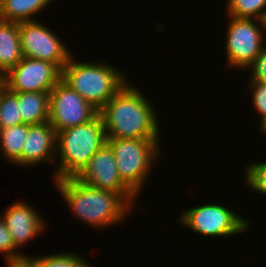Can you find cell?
Segmentation results:
<instances>
[{
    "mask_svg": "<svg viewBox=\"0 0 266 267\" xmlns=\"http://www.w3.org/2000/svg\"><path fill=\"white\" fill-rule=\"evenodd\" d=\"M151 103L127 82L99 111L107 139H159Z\"/></svg>",
    "mask_w": 266,
    "mask_h": 267,
    "instance_id": "obj_1",
    "label": "cell"
},
{
    "mask_svg": "<svg viewBox=\"0 0 266 267\" xmlns=\"http://www.w3.org/2000/svg\"><path fill=\"white\" fill-rule=\"evenodd\" d=\"M248 68H251L252 73L250 81L266 83V45L263 46L261 53Z\"/></svg>",
    "mask_w": 266,
    "mask_h": 267,
    "instance_id": "obj_24",
    "label": "cell"
},
{
    "mask_svg": "<svg viewBox=\"0 0 266 267\" xmlns=\"http://www.w3.org/2000/svg\"><path fill=\"white\" fill-rule=\"evenodd\" d=\"M76 178L89 186L120 194L131 206L137 196L120 178L115 156L107 143L90 158Z\"/></svg>",
    "mask_w": 266,
    "mask_h": 267,
    "instance_id": "obj_11",
    "label": "cell"
},
{
    "mask_svg": "<svg viewBox=\"0 0 266 267\" xmlns=\"http://www.w3.org/2000/svg\"><path fill=\"white\" fill-rule=\"evenodd\" d=\"M22 58L19 23L0 19V78Z\"/></svg>",
    "mask_w": 266,
    "mask_h": 267,
    "instance_id": "obj_14",
    "label": "cell"
},
{
    "mask_svg": "<svg viewBox=\"0 0 266 267\" xmlns=\"http://www.w3.org/2000/svg\"><path fill=\"white\" fill-rule=\"evenodd\" d=\"M106 139L99 113L86 123L57 132L56 158L59 155L60 162L54 180L76 177Z\"/></svg>",
    "mask_w": 266,
    "mask_h": 267,
    "instance_id": "obj_3",
    "label": "cell"
},
{
    "mask_svg": "<svg viewBox=\"0 0 266 267\" xmlns=\"http://www.w3.org/2000/svg\"><path fill=\"white\" fill-rule=\"evenodd\" d=\"M227 3L228 16L266 19V0H229Z\"/></svg>",
    "mask_w": 266,
    "mask_h": 267,
    "instance_id": "obj_19",
    "label": "cell"
},
{
    "mask_svg": "<svg viewBox=\"0 0 266 267\" xmlns=\"http://www.w3.org/2000/svg\"><path fill=\"white\" fill-rule=\"evenodd\" d=\"M8 267H33L32 263L27 259L19 261H6Z\"/></svg>",
    "mask_w": 266,
    "mask_h": 267,
    "instance_id": "obj_25",
    "label": "cell"
},
{
    "mask_svg": "<svg viewBox=\"0 0 266 267\" xmlns=\"http://www.w3.org/2000/svg\"><path fill=\"white\" fill-rule=\"evenodd\" d=\"M73 57L62 68L61 80L100 111L127 83L125 75L102 61L76 62Z\"/></svg>",
    "mask_w": 266,
    "mask_h": 267,
    "instance_id": "obj_4",
    "label": "cell"
},
{
    "mask_svg": "<svg viewBox=\"0 0 266 267\" xmlns=\"http://www.w3.org/2000/svg\"><path fill=\"white\" fill-rule=\"evenodd\" d=\"M56 143L57 132L49 122L28 124V132L21 153V165L33 166L43 161L55 163Z\"/></svg>",
    "mask_w": 266,
    "mask_h": 267,
    "instance_id": "obj_13",
    "label": "cell"
},
{
    "mask_svg": "<svg viewBox=\"0 0 266 267\" xmlns=\"http://www.w3.org/2000/svg\"><path fill=\"white\" fill-rule=\"evenodd\" d=\"M15 245L12 236L7 229L3 218H0V253L5 254L6 261H19L25 259L27 256L20 254L15 250ZM19 253V254H18Z\"/></svg>",
    "mask_w": 266,
    "mask_h": 267,
    "instance_id": "obj_22",
    "label": "cell"
},
{
    "mask_svg": "<svg viewBox=\"0 0 266 267\" xmlns=\"http://www.w3.org/2000/svg\"><path fill=\"white\" fill-rule=\"evenodd\" d=\"M33 267H90L89 263L75 253H59L41 257H26Z\"/></svg>",
    "mask_w": 266,
    "mask_h": 267,
    "instance_id": "obj_20",
    "label": "cell"
},
{
    "mask_svg": "<svg viewBox=\"0 0 266 267\" xmlns=\"http://www.w3.org/2000/svg\"><path fill=\"white\" fill-rule=\"evenodd\" d=\"M179 221L187 228L207 237L244 233L250 226L246 219L219 204H206L187 209L181 214Z\"/></svg>",
    "mask_w": 266,
    "mask_h": 267,
    "instance_id": "obj_7",
    "label": "cell"
},
{
    "mask_svg": "<svg viewBox=\"0 0 266 267\" xmlns=\"http://www.w3.org/2000/svg\"><path fill=\"white\" fill-rule=\"evenodd\" d=\"M99 111L60 80L50 91L49 123L56 132L92 120Z\"/></svg>",
    "mask_w": 266,
    "mask_h": 267,
    "instance_id": "obj_9",
    "label": "cell"
},
{
    "mask_svg": "<svg viewBox=\"0 0 266 267\" xmlns=\"http://www.w3.org/2000/svg\"><path fill=\"white\" fill-rule=\"evenodd\" d=\"M62 70L54 63L23 57L0 79L13 93L50 92L61 80Z\"/></svg>",
    "mask_w": 266,
    "mask_h": 267,
    "instance_id": "obj_8",
    "label": "cell"
},
{
    "mask_svg": "<svg viewBox=\"0 0 266 267\" xmlns=\"http://www.w3.org/2000/svg\"><path fill=\"white\" fill-rule=\"evenodd\" d=\"M28 132V124H19L0 129V149L3 156L14 164L21 165V153Z\"/></svg>",
    "mask_w": 266,
    "mask_h": 267,
    "instance_id": "obj_17",
    "label": "cell"
},
{
    "mask_svg": "<svg viewBox=\"0 0 266 267\" xmlns=\"http://www.w3.org/2000/svg\"><path fill=\"white\" fill-rule=\"evenodd\" d=\"M54 182L73 216L98 229L122 222L133 207L120 194L89 186L76 177Z\"/></svg>",
    "mask_w": 266,
    "mask_h": 267,
    "instance_id": "obj_2",
    "label": "cell"
},
{
    "mask_svg": "<svg viewBox=\"0 0 266 267\" xmlns=\"http://www.w3.org/2000/svg\"><path fill=\"white\" fill-rule=\"evenodd\" d=\"M260 126V129L263 131L262 133L266 135V117L262 118Z\"/></svg>",
    "mask_w": 266,
    "mask_h": 267,
    "instance_id": "obj_26",
    "label": "cell"
},
{
    "mask_svg": "<svg viewBox=\"0 0 266 267\" xmlns=\"http://www.w3.org/2000/svg\"><path fill=\"white\" fill-rule=\"evenodd\" d=\"M122 181L136 194L144 187L153 162L159 159V139H106Z\"/></svg>",
    "mask_w": 266,
    "mask_h": 267,
    "instance_id": "obj_5",
    "label": "cell"
},
{
    "mask_svg": "<svg viewBox=\"0 0 266 267\" xmlns=\"http://www.w3.org/2000/svg\"><path fill=\"white\" fill-rule=\"evenodd\" d=\"M18 105V93L9 91L0 79V129L24 124Z\"/></svg>",
    "mask_w": 266,
    "mask_h": 267,
    "instance_id": "obj_18",
    "label": "cell"
},
{
    "mask_svg": "<svg viewBox=\"0 0 266 267\" xmlns=\"http://www.w3.org/2000/svg\"><path fill=\"white\" fill-rule=\"evenodd\" d=\"M50 92H20L18 105L24 124H40L49 121Z\"/></svg>",
    "mask_w": 266,
    "mask_h": 267,
    "instance_id": "obj_15",
    "label": "cell"
},
{
    "mask_svg": "<svg viewBox=\"0 0 266 267\" xmlns=\"http://www.w3.org/2000/svg\"><path fill=\"white\" fill-rule=\"evenodd\" d=\"M19 35L23 57L49 61L62 70L72 55L54 31L38 20L20 22Z\"/></svg>",
    "mask_w": 266,
    "mask_h": 267,
    "instance_id": "obj_10",
    "label": "cell"
},
{
    "mask_svg": "<svg viewBox=\"0 0 266 267\" xmlns=\"http://www.w3.org/2000/svg\"><path fill=\"white\" fill-rule=\"evenodd\" d=\"M52 0H5L0 4V19L10 22L35 20L34 16L42 11Z\"/></svg>",
    "mask_w": 266,
    "mask_h": 267,
    "instance_id": "obj_16",
    "label": "cell"
},
{
    "mask_svg": "<svg viewBox=\"0 0 266 267\" xmlns=\"http://www.w3.org/2000/svg\"><path fill=\"white\" fill-rule=\"evenodd\" d=\"M249 85L252 89L254 107L264 118L266 117V83L250 81Z\"/></svg>",
    "mask_w": 266,
    "mask_h": 267,
    "instance_id": "obj_23",
    "label": "cell"
},
{
    "mask_svg": "<svg viewBox=\"0 0 266 267\" xmlns=\"http://www.w3.org/2000/svg\"><path fill=\"white\" fill-rule=\"evenodd\" d=\"M231 19L227 27L226 55L228 66L238 69L249 67L261 53L264 42L265 21L252 18ZM257 22L260 24H257ZM261 26V27H258ZM263 29V30H262Z\"/></svg>",
    "mask_w": 266,
    "mask_h": 267,
    "instance_id": "obj_6",
    "label": "cell"
},
{
    "mask_svg": "<svg viewBox=\"0 0 266 267\" xmlns=\"http://www.w3.org/2000/svg\"><path fill=\"white\" fill-rule=\"evenodd\" d=\"M3 220L9 230L15 248L27 243L46 227L39 213L24 201L14 202L6 208Z\"/></svg>",
    "mask_w": 266,
    "mask_h": 267,
    "instance_id": "obj_12",
    "label": "cell"
},
{
    "mask_svg": "<svg viewBox=\"0 0 266 267\" xmlns=\"http://www.w3.org/2000/svg\"><path fill=\"white\" fill-rule=\"evenodd\" d=\"M246 167V186L266 195V162L250 163Z\"/></svg>",
    "mask_w": 266,
    "mask_h": 267,
    "instance_id": "obj_21",
    "label": "cell"
}]
</instances>
